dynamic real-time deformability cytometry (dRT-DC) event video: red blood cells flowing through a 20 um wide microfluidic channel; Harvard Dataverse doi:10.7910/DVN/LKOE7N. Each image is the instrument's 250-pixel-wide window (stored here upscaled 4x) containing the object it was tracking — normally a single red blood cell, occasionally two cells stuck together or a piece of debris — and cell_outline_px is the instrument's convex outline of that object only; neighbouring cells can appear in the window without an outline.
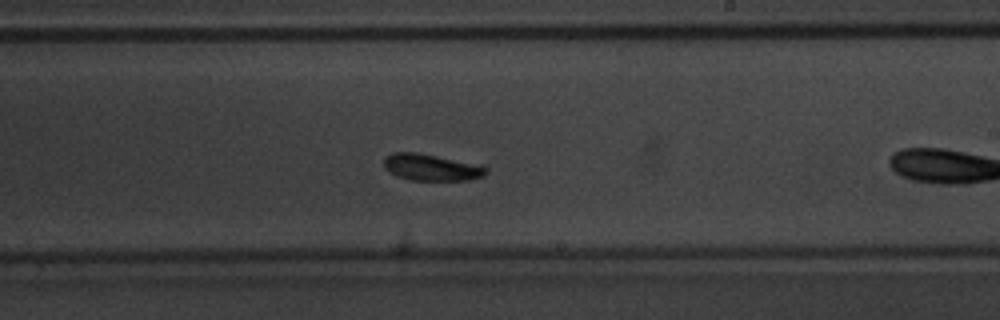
{"species": "common noctule bat (a hibernating species)", "species_latin": "Nyctalus noctula", "temperature_condition": "warm", "stored_images_in_passage": 38, "camera_frame_rate_fps": 3000, "um_per_image_px": 0.085, "animal": {"sex": "male", "body_mass_g": 20.1, "forearm_length_mm": 53.5}, "frame": {"image": 1, "passage_image": 17, "time_ms": 5.333, "image_size_px": [1000, 320], "cell_outline_px": [[488, 172], [484, 176], [468, 180], [408, 180], [396, 176], [388, 172], [384, 168], [384, 156], [392, 152], [416, 152], [484, 164], [488, 168]], "centroid_in_image_um": [36.69, 14.22], "position_along_channel_um": 252.3, "area_um2": 16.36}}
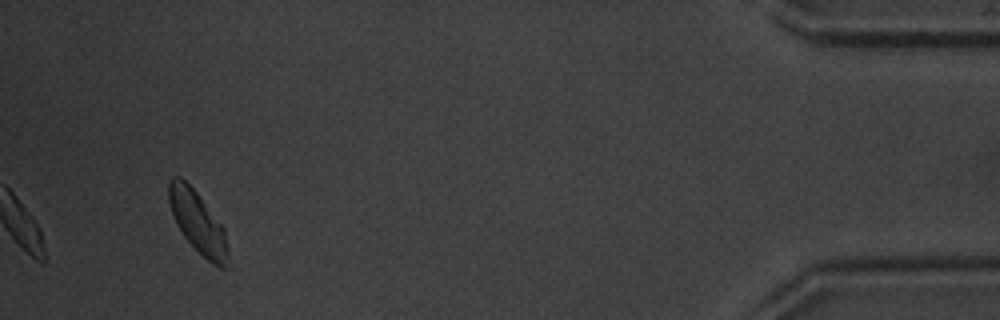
{"frame": {"image": 2, "passage_image": 38, "time_ms": 12.333, "image_size_px": [1000, 320], "cell_outline_px": [[232, 268], [220, 268], [212, 264], [184, 236], [176, 224], [168, 200], [168, 180], [172, 176], [180, 176], [196, 192], [224, 228], [232, 264]], "centroid_in_image_um": [16.86, 18.95], "position_along_channel_um": 418.3, "area_um2": 21.44}, "authors_computed_cell_mechanics": {"area_um2": 15.9528, "velocity_mm_per_s": 3.9728, "shape_relaxation_time_tau1_ms": 1.3525, "shape_relaxation_time_tau2_ms": 7.1019, "deformation_change_tau1": 0.0743, "deformation_change_tau2": 0.0944}}